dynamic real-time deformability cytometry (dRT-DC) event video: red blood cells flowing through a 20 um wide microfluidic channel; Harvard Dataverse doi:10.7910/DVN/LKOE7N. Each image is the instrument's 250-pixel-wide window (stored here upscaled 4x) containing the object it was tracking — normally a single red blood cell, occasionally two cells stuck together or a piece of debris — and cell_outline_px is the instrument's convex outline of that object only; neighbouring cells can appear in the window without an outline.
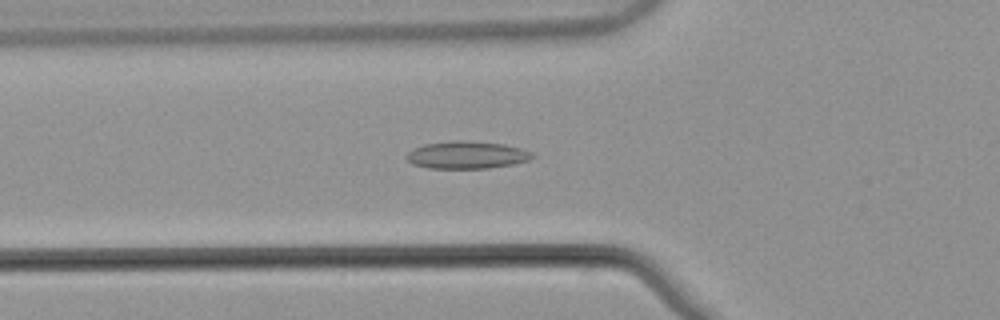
{"species": "common noctule bat (a hibernating species)", "species_latin": "Nyctalus noctula", "temperature_condition": "warm", "stored_images_in_passage": 41, "camera_frame_rate_fps": 3000, "um_per_image_px": 0.085, "animal": {"sex": "male", "body_mass_g": 21.5, "forearm_length_mm": 52.0}, "frame": {"image": 1, "passage_image": 6, "time_ms": 1.667, "image_size_px": [1000, 320], "cell_outline_px": [[536, 156], [528, 160], [512, 164], [488, 168], [428, 168], [412, 164], [404, 156], [408, 152], [424, 144], [456, 140], [460, 140], [504, 144], [520, 148], [532, 152]], "centroid_in_image_um": [39.67, 13.17], "position_along_channel_um": 86.1, "area_um2": 20.0}}
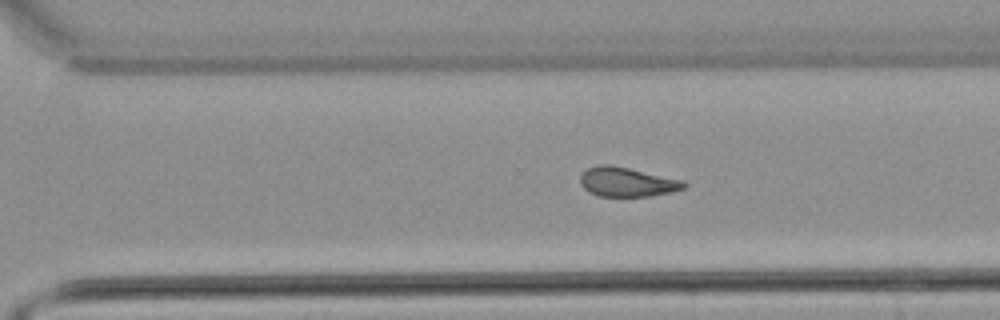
{"frame": {"image": 2, "passage_image": 24, "time_ms": 7.667, "image_size_px": [1000, 320], "cell_outline_px": [[688, 188], [672, 192], [648, 196], [596, 196], [588, 192], [580, 184], [580, 176], [588, 168], [600, 164], [608, 164], [628, 168], [680, 180], [688, 184]], "centroid_in_image_um": [53.28, 15.48], "position_along_channel_um": 317.3, "area_um2": 17.63}}
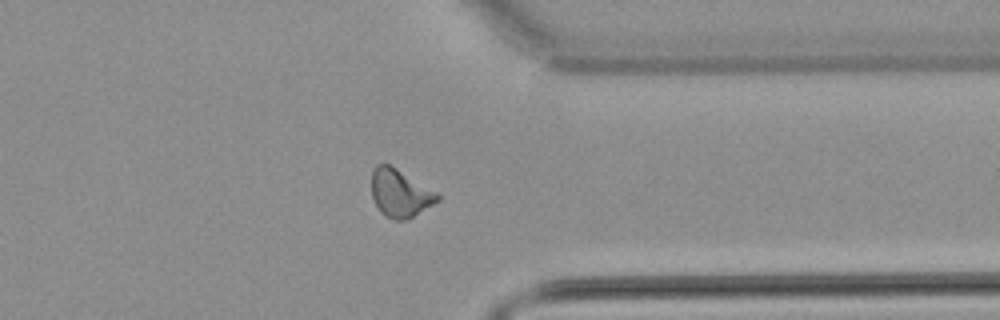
{"frame": {"image": 3, "passage_image": 29, "time_ms": 9.333, "image_size_px": [1000, 320], "cell_outline_px": [[440, 200], [408, 220], [396, 220], [384, 216], [380, 212], [372, 196], [372, 168], [376, 164], [388, 164], [396, 168], [436, 192], [440, 196]], "centroid_in_image_um": [33.99, 16.44], "position_along_channel_um": 377.4, "area_um2": 18.26}, "authors_computed_cell_mechanics": {"area_um2": 18.0336, "velocity_mm_per_s": 3.8506, "shape_relaxation_time_tau1_ms": null, "shape_relaxation_time_tau2_ms": 3.4662, "deformation_change_tau1": null, "deformation_change_tau2": 0.1141}}